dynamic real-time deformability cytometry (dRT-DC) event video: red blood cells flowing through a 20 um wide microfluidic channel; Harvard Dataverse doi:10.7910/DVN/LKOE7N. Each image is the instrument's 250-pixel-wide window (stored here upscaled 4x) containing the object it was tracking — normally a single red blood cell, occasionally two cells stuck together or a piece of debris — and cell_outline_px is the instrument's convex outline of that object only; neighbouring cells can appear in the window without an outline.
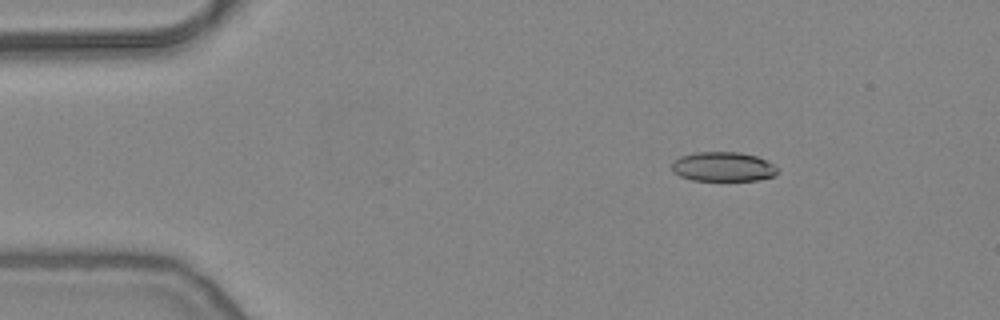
{"species": "common noctule bat (a hibernating species)", "species_latin": "Nyctalus noctula", "temperature_condition": "warm", "stored_images_in_passage": 52, "camera_frame_rate_fps": 3000, "um_per_image_px": 0.085, "animal": {"sex": "female", "body_mass_g": 24.6, "forearm_length_mm": 56.2}, "frame": {"image": 1, "passage_image": 7, "time_ms": 2.0, "image_size_px": [1000, 320], "cell_outline_px": [[780, 172], [772, 176], [756, 180], [692, 180], [680, 176], [672, 172], [672, 164], [680, 156], [696, 152], [740, 152], [756, 156], [780, 168]], "centroid_in_image_um": [61.47, 14.17], "position_along_channel_um": 23.5, "area_um2": 18.09}}
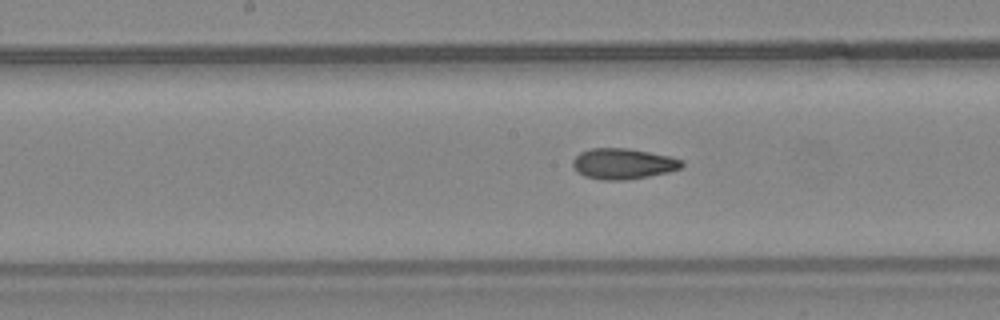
{"frame": {"image": 2, "passage_image": 26, "time_ms": 8.333, "image_size_px": [1000, 320], "cell_outline_px": [[684, 164], [680, 168], [668, 172], [648, 176], [624, 180], [600, 180], [584, 176], [576, 172], [572, 168], [572, 160], [580, 152], [592, 148], [628, 148], [668, 156], [684, 160]], "centroid_in_image_um": [52.92, 13.92], "position_along_channel_um": 195.3, "area_um2": 19.59}}
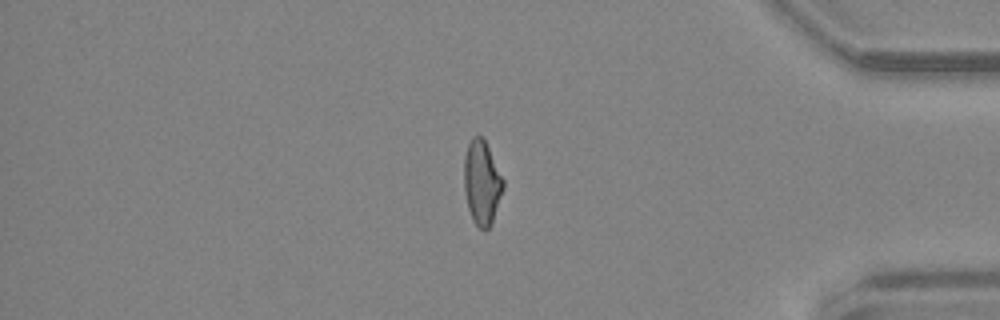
{"frame": {"image": 3, "passage_image": 44, "time_ms": 14.333, "image_size_px": [1000, 320], "cell_outline_px": [[504, 188], [492, 224], [484, 232], [472, 220], [468, 208], [464, 192], [464, 156], [468, 144], [472, 136], [484, 136], [504, 180]], "centroid_in_image_um": [40.96, 15.51], "position_along_channel_um": 394.2, "area_um2": 19.59}, "authors_computed_cell_mechanics": {"area_um2": 19.1896, "velocity_mm_per_s": 3.8453, "shape_relaxation_time_tau1_ms": null, "shape_relaxation_time_tau2_ms": 2.0679, "deformation_change_tau1": null, "deformation_change_tau2": 0.0878}}